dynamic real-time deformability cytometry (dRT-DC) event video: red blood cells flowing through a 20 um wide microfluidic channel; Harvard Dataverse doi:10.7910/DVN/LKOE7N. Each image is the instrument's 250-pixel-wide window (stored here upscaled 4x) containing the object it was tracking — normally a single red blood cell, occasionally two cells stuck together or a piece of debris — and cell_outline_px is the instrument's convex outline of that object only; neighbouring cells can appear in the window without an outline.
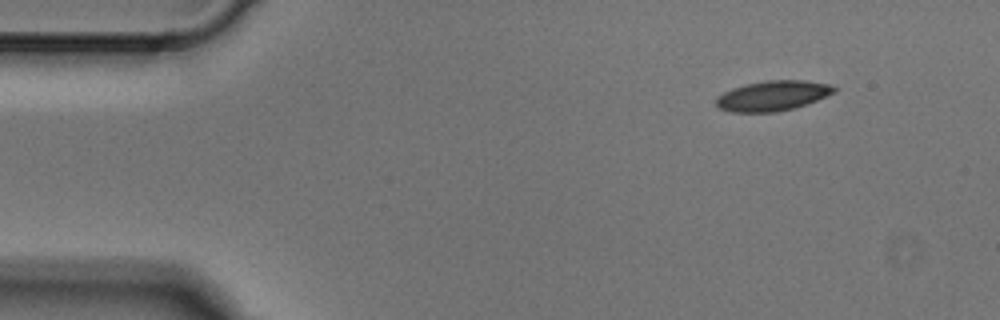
{"species": "Egyptian fruit bat (a non-hibernating species)", "species_latin": "Rousettus aegyptiacus", "temperature_condition": "cold", "stored_images_in_passage": 3, "camera_frame_rate_fps": 3000, "um_per_image_px": 0.085, "animal": {"sex": "male"}, "frame": {"image": 1, "passage_image": 1, "time_ms": 0.0, "image_size_px": [1000, 320], "cell_outline_px": [[836, 92], [816, 100], [792, 108], [776, 112], [732, 112], [720, 108], [716, 104], [716, 100], [724, 92], [732, 88], [764, 80], [804, 80], [828, 84], [836, 88]], "centroid_in_image_um": [65.68, 8.13], "position_along_channel_um": 19.3, "area_um2": 20.35}}